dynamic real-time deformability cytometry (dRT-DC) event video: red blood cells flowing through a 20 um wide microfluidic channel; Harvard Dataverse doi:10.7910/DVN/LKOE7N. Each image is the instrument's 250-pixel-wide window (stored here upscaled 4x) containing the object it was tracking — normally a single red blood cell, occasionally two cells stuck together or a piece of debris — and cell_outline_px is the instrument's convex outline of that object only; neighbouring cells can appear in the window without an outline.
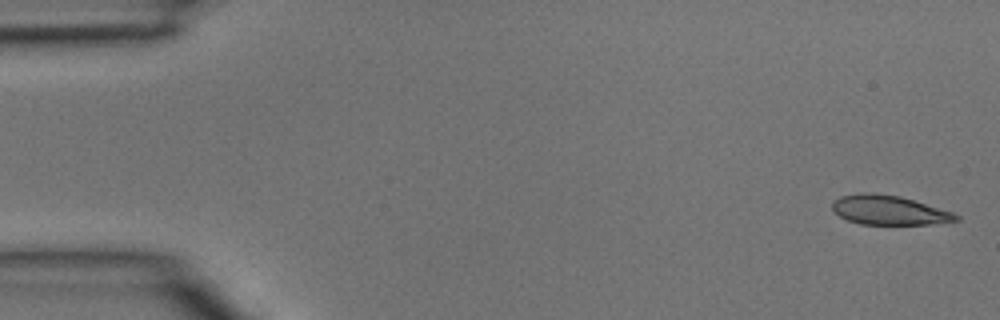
{"species": "common noctule bat (a hibernating species)", "species_latin": "Nyctalus noctula", "temperature_condition": "room temperature", "stored_images_in_passage": 5, "segment_of_instrument_passage": [1, 2], "camera_frame_rate_fps": 3000, "um_per_image_px": 0.085, "animal": {"sex": "male", "body_mass_g": 15.6}, "frame": {"image": 1, "passage_image": 1, "time_ms": 0.0, "image_size_px": [1000, 320], "cell_outline_px": [[960, 220], [928, 224], [860, 224], [848, 220], [840, 216], [832, 208], [832, 200], [840, 196], [860, 192], [876, 192], [900, 196], [952, 212], [960, 216]], "centroid_in_image_um": [75.52, 17.84], "position_along_channel_um": 9.5, "area_um2": 21.15}}
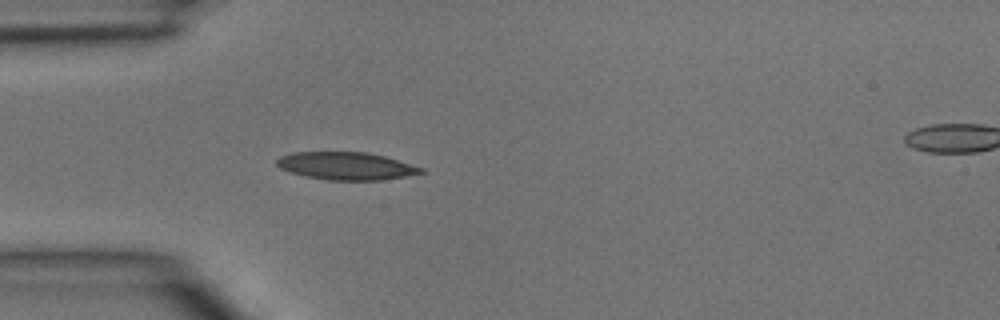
{"frame": {"image": 2, "passage_image": 4, "time_ms": 1.0, "image_size_px": [1000, 320], "cell_outline_px": [[424, 172], [404, 176], [380, 180], [328, 180], [304, 176], [280, 168], [276, 164], [276, 160], [280, 156], [292, 152], [368, 152], [384, 156], [424, 168]], "centroid_in_image_um": [29.39, 14.1], "position_along_channel_um": 55.6, "area_um2": 23.12}}